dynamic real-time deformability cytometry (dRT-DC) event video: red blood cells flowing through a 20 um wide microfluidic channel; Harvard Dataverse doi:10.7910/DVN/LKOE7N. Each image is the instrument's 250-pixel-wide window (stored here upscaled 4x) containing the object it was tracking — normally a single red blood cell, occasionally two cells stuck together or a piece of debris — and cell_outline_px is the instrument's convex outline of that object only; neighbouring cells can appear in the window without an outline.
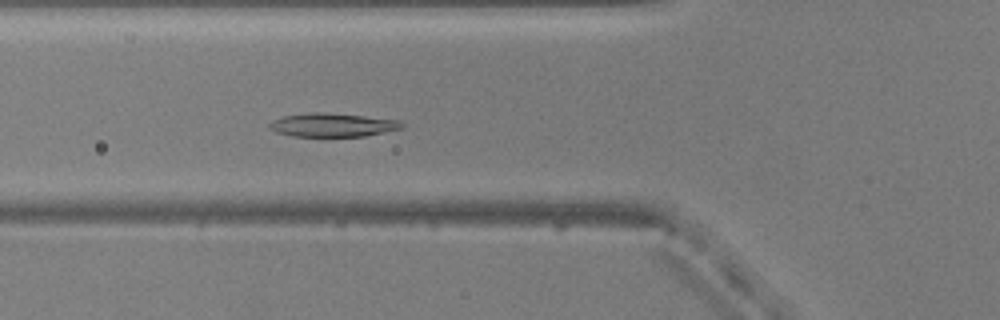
{"species": "common noctule bat (a hibernating species)", "species_latin": "Nyctalus noctula", "temperature_condition": "warm", "stored_images_in_passage": 33, "camera_frame_rate_fps": 3000, "um_per_image_px": 0.085, "animal": {"sex": "male", "body_mass_g": 20.5, "forearm_length_mm": 52.5}, "frame": {"image": 1, "passage_image": 14, "time_ms": 4.333, "image_size_px": [1000, 320], "cell_outline_px": [[404, 128], [364, 136], [292, 136], [276, 132], [268, 128], [268, 124], [272, 120], [284, 116], [312, 112], [324, 112], [364, 116], [400, 120], [404, 124]], "centroid_in_image_um": [28.26, 10.62], "position_along_channel_um": 97.5, "area_um2": 18.21}}
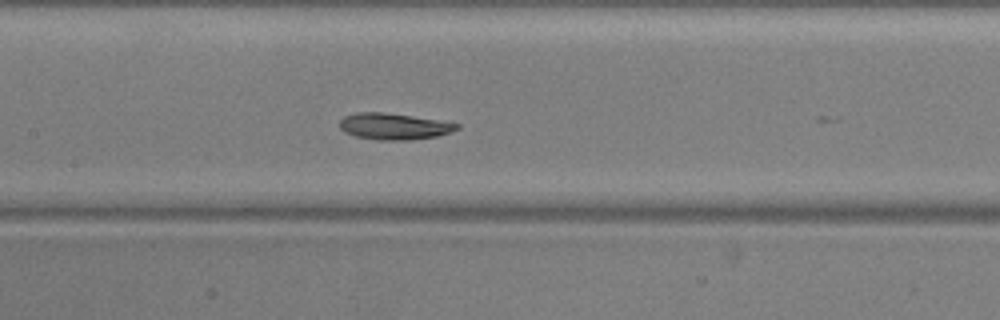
{"frame": {"image": 2, "passage_image": 20, "time_ms": 6.333, "image_size_px": [1000, 320], "cell_outline_px": [[460, 128], [436, 136], [412, 140], [376, 140], [356, 136], [344, 132], [340, 128], [340, 120], [344, 116], [356, 112], [384, 112], [412, 116], [460, 124]], "centroid_in_image_um": [33.44, 10.74], "position_along_channel_um": 174.0, "area_um2": 17.92}}
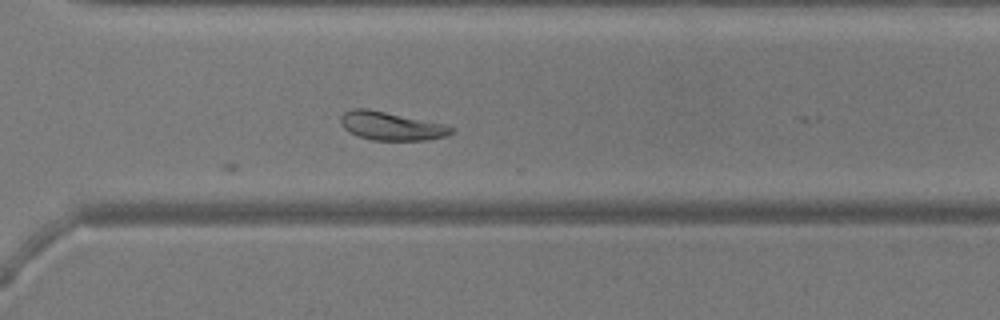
{"frame": {"image": 3, "passage_image": 33, "time_ms": 10.667, "image_size_px": [1000, 320], "cell_outline_px": [[456, 132], [444, 136], [428, 140], [372, 140], [356, 136], [344, 128], [340, 124], [340, 116], [344, 112], [352, 108], [368, 108], [448, 124], [456, 128]], "centroid_in_image_um": [33.29, 10.7], "position_along_channel_um": 337.3, "area_um2": 18.79}}